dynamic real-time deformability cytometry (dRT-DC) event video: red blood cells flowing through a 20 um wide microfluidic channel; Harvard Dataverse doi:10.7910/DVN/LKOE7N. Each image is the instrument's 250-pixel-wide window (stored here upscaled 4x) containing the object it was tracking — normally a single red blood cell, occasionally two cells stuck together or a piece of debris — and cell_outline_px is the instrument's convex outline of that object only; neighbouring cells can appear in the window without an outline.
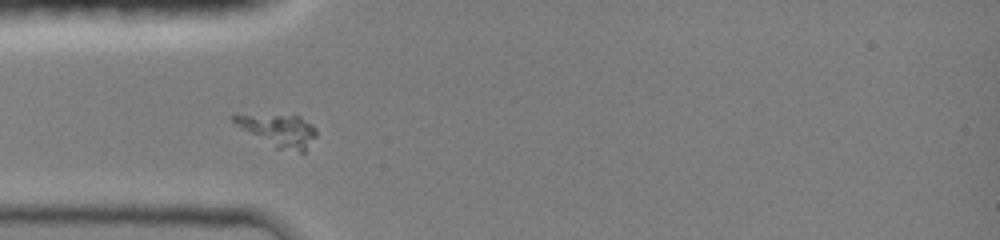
{"species": "common noctule bat (a hibernating species)", "species_latin": "Nyctalus noctula", "temperature_condition": "room temperature", "stored_images_in_passage": 33, "camera_frame_rate_fps": 3000, "um_per_image_px": 0.085, "animal": {"sex": "female", "body_mass_g": 19.0, "forearm_length_mm": 51.5}, "frame": {"image": 1, "passage_image": 1, "time_ms": 0.0, "image_size_px": [1000, 240], "cell_outline_px": [[316, 136], [304, 152], [300, 152], [276, 148], [236, 124], [232, 120], [232, 116], [300, 116], [316, 128]], "centroid_in_image_um": [23.79, 11.12], "position_along_channel_um": 61.2, "area_um2": 14.62}}
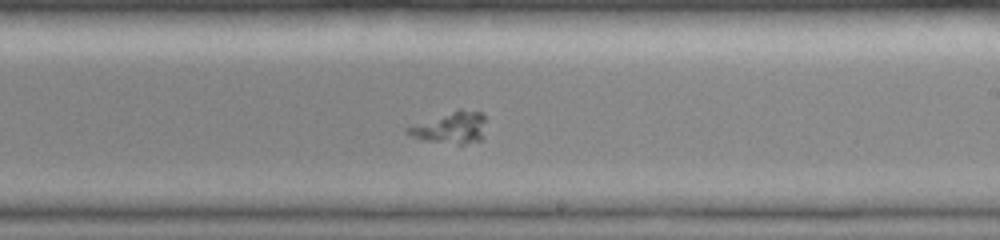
{"frame": {"image": 2, "passage_image": 15, "time_ms": 4.667, "image_size_px": [1000, 240], "cell_outline_px": [[484, 136], [480, 140], [464, 144], [460, 144], [424, 140], [412, 136], [404, 132], [404, 128], [460, 108], [484, 112]], "centroid_in_image_um": [38.33, 10.84], "position_along_channel_um": 250.7, "area_um2": 14.39}}
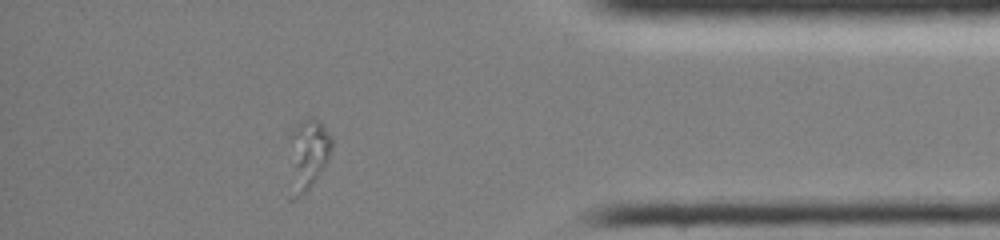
{"frame": {"image": 3, "passage_image": 28, "time_ms": 9.0, "image_size_px": [1000, 240], "cell_outline_px": [[332, 148], [324, 164], [312, 184], [304, 192], [292, 200], [288, 200], [292, 128], [308, 116], [312, 116], [320, 120], [332, 140]], "centroid_in_image_um": [26.12, 13.13], "position_along_channel_um": 409.1, "area_um2": 17.46}}